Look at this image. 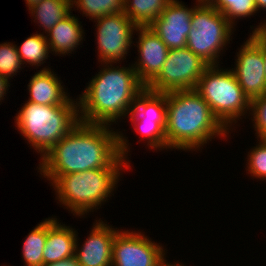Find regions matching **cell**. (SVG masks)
Listing matches in <instances>:
<instances>
[{"instance_id":"cell-13","label":"cell","mask_w":266,"mask_h":266,"mask_svg":"<svg viewBox=\"0 0 266 266\" xmlns=\"http://www.w3.org/2000/svg\"><path fill=\"white\" fill-rule=\"evenodd\" d=\"M193 8L178 0H171L165 10L148 27L154 31L168 49L185 48L191 28Z\"/></svg>"},{"instance_id":"cell-7","label":"cell","mask_w":266,"mask_h":266,"mask_svg":"<svg viewBox=\"0 0 266 266\" xmlns=\"http://www.w3.org/2000/svg\"><path fill=\"white\" fill-rule=\"evenodd\" d=\"M232 28L220 11L209 4H197L192 13L186 47L209 66L218 65L220 51L230 40Z\"/></svg>"},{"instance_id":"cell-10","label":"cell","mask_w":266,"mask_h":266,"mask_svg":"<svg viewBox=\"0 0 266 266\" xmlns=\"http://www.w3.org/2000/svg\"><path fill=\"white\" fill-rule=\"evenodd\" d=\"M97 44L101 63L113 64L125 58L132 44V35L138 27L123 13L106 15L96 19Z\"/></svg>"},{"instance_id":"cell-9","label":"cell","mask_w":266,"mask_h":266,"mask_svg":"<svg viewBox=\"0 0 266 266\" xmlns=\"http://www.w3.org/2000/svg\"><path fill=\"white\" fill-rule=\"evenodd\" d=\"M167 93L144 88L137 96L130 111L135 131L143 136L151 148L167 149L166 127Z\"/></svg>"},{"instance_id":"cell-30","label":"cell","mask_w":266,"mask_h":266,"mask_svg":"<svg viewBox=\"0 0 266 266\" xmlns=\"http://www.w3.org/2000/svg\"><path fill=\"white\" fill-rule=\"evenodd\" d=\"M45 266H79L77 263V260L74 258L68 259V260H64V261H60L57 263H52V264H48Z\"/></svg>"},{"instance_id":"cell-22","label":"cell","mask_w":266,"mask_h":266,"mask_svg":"<svg viewBox=\"0 0 266 266\" xmlns=\"http://www.w3.org/2000/svg\"><path fill=\"white\" fill-rule=\"evenodd\" d=\"M22 64L28 63L31 66H40L45 59H48L50 51L49 44L44 34H33L28 37L19 47H16Z\"/></svg>"},{"instance_id":"cell-27","label":"cell","mask_w":266,"mask_h":266,"mask_svg":"<svg viewBox=\"0 0 266 266\" xmlns=\"http://www.w3.org/2000/svg\"><path fill=\"white\" fill-rule=\"evenodd\" d=\"M250 111L257 137L262 138L266 134V94L251 100Z\"/></svg>"},{"instance_id":"cell-25","label":"cell","mask_w":266,"mask_h":266,"mask_svg":"<svg viewBox=\"0 0 266 266\" xmlns=\"http://www.w3.org/2000/svg\"><path fill=\"white\" fill-rule=\"evenodd\" d=\"M16 47L10 42L0 44V75L8 79L16 75L19 69H22L23 64Z\"/></svg>"},{"instance_id":"cell-6","label":"cell","mask_w":266,"mask_h":266,"mask_svg":"<svg viewBox=\"0 0 266 266\" xmlns=\"http://www.w3.org/2000/svg\"><path fill=\"white\" fill-rule=\"evenodd\" d=\"M195 90L209 104L213 115L229 130L250 110L251 101L237 82L232 70H221L218 65L208 66L199 78Z\"/></svg>"},{"instance_id":"cell-26","label":"cell","mask_w":266,"mask_h":266,"mask_svg":"<svg viewBox=\"0 0 266 266\" xmlns=\"http://www.w3.org/2000/svg\"><path fill=\"white\" fill-rule=\"evenodd\" d=\"M260 143L248 154L247 170L255 178L266 179V142L260 138Z\"/></svg>"},{"instance_id":"cell-17","label":"cell","mask_w":266,"mask_h":266,"mask_svg":"<svg viewBox=\"0 0 266 266\" xmlns=\"http://www.w3.org/2000/svg\"><path fill=\"white\" fill-rule=\"evenodd\" d=\"M51 69L43 68L31 77L28 90V101L39 105H78L70 99L64 91L61 80Z\"/></svg>"},{"instance_id":"cell-12","label":"cell","mask_w":266,"mask_h":266,"mask_svg":"<svg viewBox=\"0 0 266 266\" xmlns=\"http://www.w3.org/2000/svg\"><path fill=\"white\" fill-rule=\"evenodd\" d=\"M237 54L234 72L237 82L251 101L266 94L264 46L252 34Z\"/></svg>"},{"instance_id":"cell-3","label":"cell","mask_w":266,"mask_h":266,"mask_svg":"<svg viewBox=\"0 0 266 266\" xmlns=\"http://www.w3.org/2000/svg\"><path fill=\"white\" fill-rule=\"evenodd\" d=\"M227 131L195 89L167 92V148L198 149L214 136L226 137Z\"/></svg>"},{"instance_id":"cell-19","label":"cell","mask_w":266,"mask_h":266,"mask_svg":"<svg viewBox=\"0 0 266 266\" xmlns=\"http://www.w3.org/2000/svg\"><path fill=\"white\" fill-rule=\"evenodd\" d=\"M171 0H125L124 13L138 27H148Z\"/></svg>"},{"instance_id":"cell-35","label":"cell","mask_w":266,"mask_h":266,"mask_svg":"<svg viewBox=\"0 0 266 266\" xmlns=\"http://www.w3.org/2000/svg\"><path fill=\"white\" fill-rule=\"evenodd\" d=\"M264 63H265V74H266V48L264 47Z\"/></svg>"},{"instance_id":"cell-34","label":"cell","mask_w":266,"mask_h":266,"mask_svg":"<svg viewBox=\"0 0 266 266\" xmlns=\"http://www.w3.org/2000/svg\"><path fill=\"white\" fill-rule=\"evenodd\" d=\"M212 0H197L198 4H209Z\"/></svg>"},{"instance_id":"cell-18","label":"cell","mask_w":266,"mask_h":266,"mask_svg":"<svg viewBox=\"0 0 266 266\" xmlns=\"http://www.w3.org/2000/svg\"><path fill=\"white\" fill-rule=\"evenodd\" d=\"M79 21L71 13L59 21L47 33L46 40L49 44L50 51L55 54L71 53L83 39V30ZM49 36V37H48Z\"/></svg>"},{"instance_id":"cell-2","label":"cell","mask_w":266,"mask_h":266,"mask_svg":"<svg viewBox=\"0 0 266 266\" xmlns=\"http://www.w3.org/2000/svg\"><path fill=\"white\" fill-rule=\"evenodd\" d=\"M107 65L92 78L78 99L79 120L83 123L109 126L111 122L116 123L130 113L138 94L145 88L132 66Z\"/></svg>"},{"instance_id":"cell-1","label":"cell","mask_w":266,"mask_h":266,"mask_svg":"<svg viewBox=\"0 0 266 266\" xmlns=\"http://www.w3.org/2000/svg\"><path fill=\"white\" fill-rule=\"evenodd\" d=\"M109 127L80 121L41 158L40 174L65 175L116 168L126 159L128 141Z\"/></svg>"},{"instance_id":"cell-31","label":"cell","mask_w":266,"mask_h":266,"mask_svg":"<svg viewBox=\"0 0 266 266\" xmlns=\"http://www.w3.org/2000/svg\"><path fill=\"white\" fill-rule=\"evenodd\" d=\"M254 1H255L257 11L259 9L266 10V0H254Z\"/></svg>"},{"instance_id":"cell-20","label":"cell","mask_w":266,"mask_h":266,"mask_svg":"<svg viewBox=\"0 0 266 266\" xmlns=\"http://www.w3.org/2000/svg\"><path fill=\"white\" fill-rule=\"evenodd\" d=\"M71 0H43L31 7L30 13L46 32L71 13Z\"/></svg>"},{"instance_id":"cell-29","label":"cell","mask_w":266,"mask_h":266,"mask_svg":"<svg viewBox=\"0 0 266 266\" xmlns=\"http://www.w3.org/2000/svg\"><path fill=\"white\" fill-rule=\"evenodd\" d=\"M8 86H10L8 78L0 75V101L3 100L4 94H7Z\"/></svg>"},{"instance_id":"cell-4","label":"cell","mask_w":266,"mask_h":266,"mask_svg":"<svg viewBox=\"0 0 266 266\" xmlns=\"http://www.w3.org/2000/svg\"><path fill=\"white\" fill-rule=\"evenodd\" d=\"M124 159L116 168L91 169L65 175H43L52 181L58 200L75 215H84L101 206L116 187L120 169L129 168ZM123 167V168H122Z\"/></svg>"},{"instance_id":"cell-36","label":"cell","mask_w":266,"mask_h":266,"mask_svg":"<svg viewBox=\"0 0 266 266\" xmlns=\"http://www.w3.org/2000/svg\"><path fill=\"white\" fill-rule=\"evenodd\" d=\"M262 139L266 142V134L262 137Z\"/></svg>"},{"instance_id":"cell-14","label":"cell","mask_w":266,"mask_h":266,"mask_svg":"<svg viewBox=\"0 0 266 266\" xmlns=\"http://www.w3.org/2000/svg\"><path fill=\"white\" fill-rule=\"evenodd\" d=\"M139 31L138 52L139 59L132 65L139 81L146 87L160 72L169 49L159 36L149 27H137Z\"/></svg>"},{"instance_id":"cell-15","label":"cell","mask_w":266,"mask_h":266,"mask_svg":"<svg viewBox=\"0 0 266 266\" xmlns=\"http://www.w3.org/2000/svg\"><path fill=\"white\" fill-rule=\"evenodd\" d=\"M116 230L102 220H96V224L90 232L82 248L78 249L76 242L75 259L79 266H112L113 241Z\"/></svg>"},{"instance_id":"cell-28","label":"cell","mask_w":266,"mask_h":266,"mask_svg":"<svg viewBox=\"0 0 266 266\" xmlns=\"http://www.w3.org/2000/svg\"><path fill=\"white\" fill-rule=\"evenodd\" d=\"M256 39L266 48V22L261 23L252 31Z\"/></svg>"},{"instance_id":"cell-8","label":"cell","mask_w":266,"mask_h":266,"mask_svg":"<svg viewBox=\"0 0 266 266\" xmlns=\"http://www.w3.org/2000/svg\"><path fill=\"white\" fill-rule=\"evenodd\" d=\"M208 66L187 47L170 49L159 74L146 88L162 93L195 89Z\"/></svg>"},{"instance_id":"cell-5","label":"cell","mask_w":266,"mask_h":266,"mask_svg":"<svg viewBox=\"0 0 266 266\" xmlns=\"http://www.w3.org/2000/svg\"><path fill=\"white\" fill-rule=\"evenodd\" d=\"M17 129L43 157L79 122L78 105H39L27 101L15 117Z\"/></svg>"},{"instance_id":"cell-11","label":"cell","mask_w":266,"mask_h":266,"mask_svg":"<svg viewBox=\"0 0 266 266\" xmlns=\"http://www.w3.org/2000/svg\"><path fill=\"white\" fill-rule=\"evenodd\" d=\"M165 250L141 232L118 231L113 241L112 266H160Z\"/></svg>"},{"instance_id":"cell-23","label":"cell","mask_w":266,"mask_h":266,"mask_svg":"<svg viewBox=\"0 0 266 266\" xmlns=\"http://www.w3.org/2000/svg\"><path fill=\"white\" fill-rule=\"evenodd\" d=\"M125 0H71L72 7L74 4L83 11L82 13L96 20L106 15L124 12Z\"/></svg>"},{"instance_id":"cell-32","label":"cell","mask_w":266,"mask_h":266,"mask_svg":"<svg viewBox=\"0 0 266 266\" xmlns=\"http://www.w3.org/2000/svg\"><path fill=\"white\" fill-rule=\"evenodd\" d=\"M25 1L27 3L28 8L30 9L31 7L35 6L36 4H38L43 0H25Z\"/></svg>"},{"instance_id":"cell-21","label":"cell","mask_w":266,"mask_h":266,"mask_svg":"<svg viewBox=\"0 0 266 266\" xmlns=\"http://www.w3.org/2000/svg\"><path fill=\"white\" fill-rule=\"evenodd\" d=\"M46 243V220L38 224L26 237L22 257L26 266H44L43 250Z\"/></svg>"},{"instance_id":"cell-16","label":"cell","mask_w":266,"mask_h":266,"mask_svg":"<svg viewBox=\"0 0 266 266\" xmlns=\"http://www.w3.org/2000/svg\"><path fill=\"white\" fill-rule=\"evenodd\" d=\"M57 218L46 219V243L43 250L44 266L75 257L76 231L61 225Z\"/></svg>"},{"instance_id":"cell-24","label":"cell","mask_w":266,"mask_h":266,"mask_svg":"<svg viewBox=\"0 0 266 266\" xmlns=\"http://www.w3.org/2000/svg\"><path fill=\"white\" fill-rule=\"evenodd\" d=\"M209 5L220 11L232 26L234 19L249 17L257 12L254 0H212Z\"/></svg>"},{"instance_id":"cell-33","label":"cell","mask_w":266,"mask_h":266,"mask_svg":"<svg viewBox=\"0 0 266 266\" xmlns=\"http://www.w3.org/2000/svg\"><path fill=\"white\" fill-rule=\"evenodd\" d=\"M166 262V260L164 259L163 261H162V263H161V265L160 266H183L182 264H169V263H165Z\"/></svg>"}]
</instances>
